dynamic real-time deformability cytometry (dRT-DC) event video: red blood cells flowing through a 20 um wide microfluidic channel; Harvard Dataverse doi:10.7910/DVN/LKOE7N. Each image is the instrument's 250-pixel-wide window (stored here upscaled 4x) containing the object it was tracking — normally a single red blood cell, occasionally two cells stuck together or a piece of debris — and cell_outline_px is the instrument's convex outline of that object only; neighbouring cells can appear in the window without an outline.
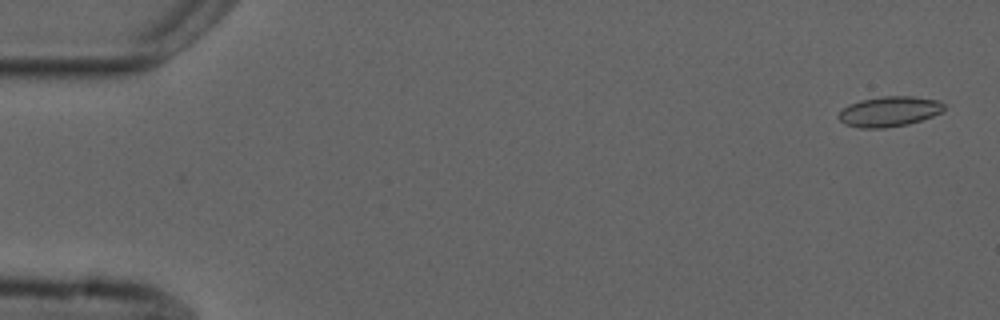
{"species": "common noctule bat (a hibernating species)", "species_latin": "Nyctalus noctula", "temperature_condition": "cold", "stored_images_in_passage": 7, "camera_frame_rate_fps": 3000, "um_per_image_px": 0.085, "animal": {"sex": "male", "forearm_length_mm": 52.5}, "frame": {"image": 1, "passage_image": 2, "time_ms": 0.333, "image_size_px": [1000, 320], "cell_outline_px": [[944, 112], [908, 124], [884, 128], [860, 128], [844, 124], [836, 116], [848, 104], [860, 100], [880, 96], [912, 96], [940, 100], [944, 104]], "centroid_in_image_um": [75.59, 9.47], "position_along_channel_um": 9.4, "area_um2": 18.73}}